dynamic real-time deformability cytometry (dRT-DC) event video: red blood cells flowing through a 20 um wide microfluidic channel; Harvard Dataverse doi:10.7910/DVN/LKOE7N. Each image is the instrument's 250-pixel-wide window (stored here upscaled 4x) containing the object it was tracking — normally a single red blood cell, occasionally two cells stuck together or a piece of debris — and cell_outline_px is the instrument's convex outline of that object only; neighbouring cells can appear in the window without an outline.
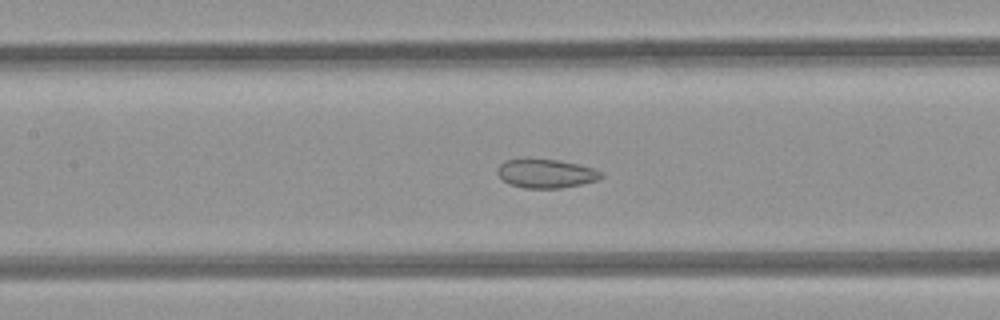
{"species": "common noctule bat (a hibernating species)", "species_latin": "Nyctalus noctula", "temperature_condition": "room temperature", "stored_images_in_passage": 44, "segment_of_instrument_passage": [1, 2], "camera_frame_rate_fps": 3000, "um_per_image_px": 0.085, "animal": {"sex": "female", "body_mass_g": 21.9}, "frame": {"image": 1, "passage_image": 23, "time_ms": 7.333, "image_size_px": [1000, 320], "cell_outline_px": [[604, 176], [596, 180], [580, 184], [560, 188], [524, 188], [508, 184], [496, 172], [496, 168], [504, 160], [528, 156], [556, 160], [576, 164], [592, 168], [604, 172]], "centroid_in_image_um": [46.34, 14.71], "position_along_channel_um": 161.1, "area_um2": 17.86}}
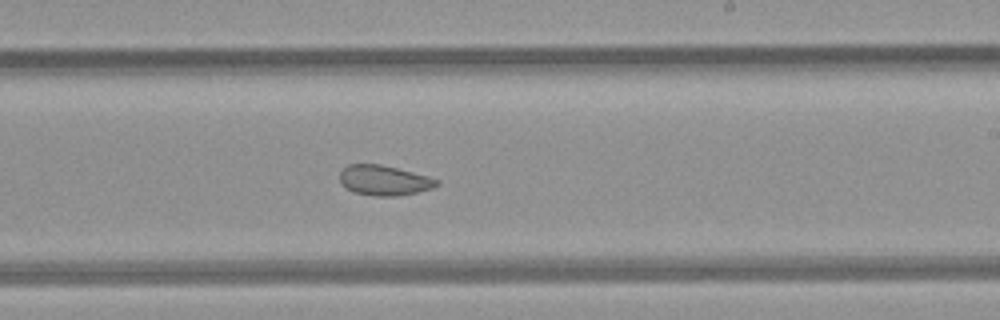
{"frame": {"image": 2, "passage_image": 30, "time_ms": 9.667, "image_size_px": [1000, 320], "cell_outline_px": [[440, 184], [432, 188], [416, 192], [396, 196], [376, 196], [356, 192], [340, 184], [340, 172], [348, 164], [380, 164], [428, 176], [440, 180]], "centroid_in_image_um": [32.66, 15.32], "position_along_channel_um": 256.3, "area_um2": 16.82}}
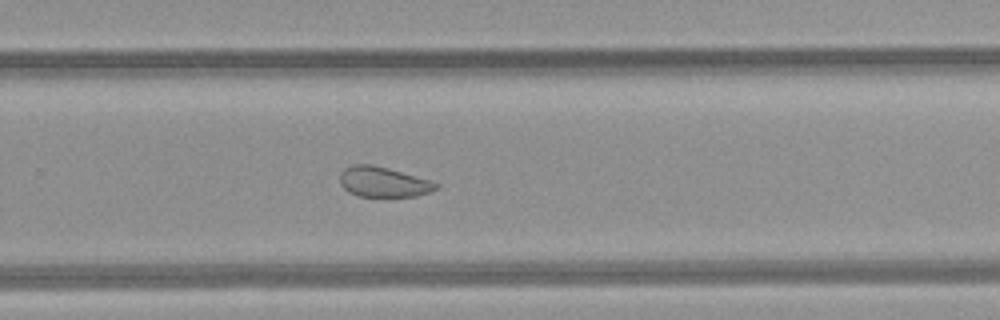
{"frame": {"image": 3, "passage_image": 33, "time_ms": 10.667, "image_size_px": [1000, 320], "cell_outline_px": [[440, 184], [436, 188], [428, 192], [416, 196], [360, 196], [348, 192], [340, 184], [340, 172], [344, 168], [352, 164], [372, 164], [388, 168], [432, 180]], "centroid_in_image_um": [32.56, 15.45], "position_along_channel_um": 297.2, "area_um2": 16.94}}